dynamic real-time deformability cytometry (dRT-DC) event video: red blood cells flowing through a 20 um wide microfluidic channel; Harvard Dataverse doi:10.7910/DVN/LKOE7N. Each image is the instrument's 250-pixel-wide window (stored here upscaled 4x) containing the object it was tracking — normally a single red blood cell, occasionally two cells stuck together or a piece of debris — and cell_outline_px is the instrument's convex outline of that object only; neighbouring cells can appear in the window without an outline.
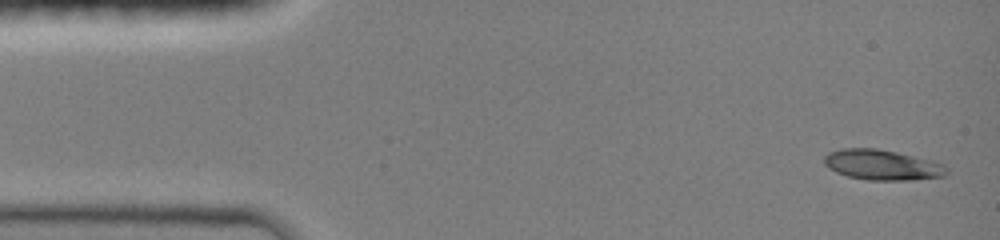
{"species": "common noctule bat (a hibernating species)", "species_latin": "Nyctalus noctula", "temperature_condition": "room temperature", "stored_images_in_passage": 8, "camera_frame_rate_fps": 3000, "um_per_image_px": 0.085, "animal": {"sex": "female", "body_mass_g": 19.0, "forearm_length_mm": 51.5}, "frame": {"image": 1, "passage_image": 1, "time_ms": 0.0, "image_size_px": [1000, 240], "cell_outline_px": [[948, 172], [944, 176], [908, 180], [868, 180], [848, 176], [836, 172], [824, 164], [824, 156], [828, 152], [844, 148], [876, 148], [896, 152], [940, 164], [948, 168]], "centroid_in_image_um": [74.92, 14.02], "position_along_channel_um": 10.1, "area_um2": 21.21}}
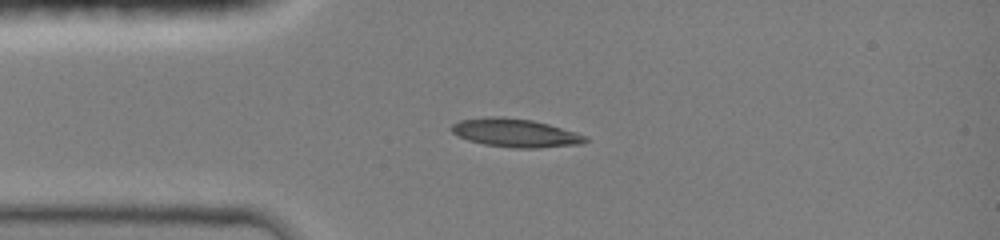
{"frame": {"image": 2, "passage_image": 7, "time_ms": 3.0, "image_size_px": [1000, 240], "cell_outline_px": [[588, 140], [580, 144], [536, 148], [516, 148], [484, 144], [468, 140], [452, 132], [448, 128], [452, 124], [460, 120], [500, 116], [532, 120], [548, 124], [576, 132], [588, 136]], "centroid_in_image_um": [43.81, 11.3], "position_along_channel_um": 41.2, "area_um2": 21.96}}